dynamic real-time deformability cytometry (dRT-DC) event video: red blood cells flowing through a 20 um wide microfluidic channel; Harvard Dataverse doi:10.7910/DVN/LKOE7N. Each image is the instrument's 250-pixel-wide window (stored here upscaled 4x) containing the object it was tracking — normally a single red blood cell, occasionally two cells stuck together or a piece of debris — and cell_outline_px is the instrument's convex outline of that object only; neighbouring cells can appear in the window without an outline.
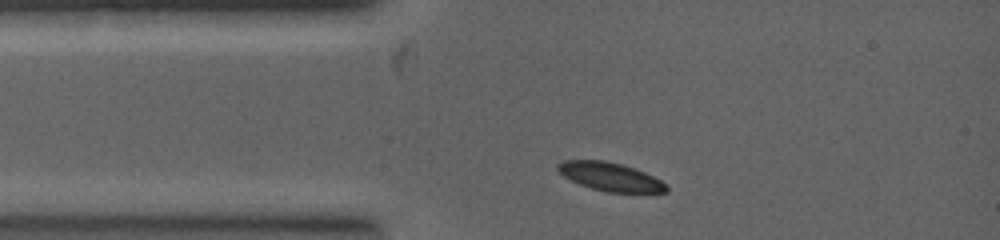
{"species": "common noctule bat (a hibernating species)", "species_latin": "Nyctalus noctula", "temperature_condition": "warm", "stored_images_in_passage": 4, "camera_frame_rate_fps": 5000, "um_per_image_px": 0.085, "animal": {"sex": "female", "body_mass_g": 19.0, "forearm_length_mm": 53.3}, "frame": {"image": 1, "passage_image": 1, "time_ms": 0.0, "image_size_px": [1000, 240], "cell_outline_px": [[668, 192], [608, 192], [592, 188], [580, 184], [564, 176], [556, 168], [556, 164], [564, 160], [604, 160], [636, 168], [660, 180], [668, 188]], "centroid_in_image_um": [51.85, 15.01], "position_along_channel_um": 33.2, "area_um2": 17.74}}
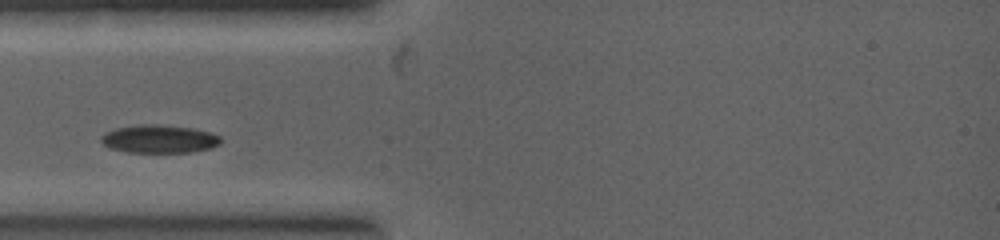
{"frame": {"image": 2, "passage_image": 3, "time_ms": 0.8, "image_size_px": [1000, 240], "cell_outline_px": [[220, 144], [208, 148], [188, 152], [128, 152], [112, 148], [104, 144], [100, 140], [100, 136], [104, 132], [116, 128], [140, 124], [160, 124], [196, 128], [220, 136]], "centroid_in_image_um": [13.51, 11.79], "position_along_channel_um": 71.5, "area_um2": 19.54}}